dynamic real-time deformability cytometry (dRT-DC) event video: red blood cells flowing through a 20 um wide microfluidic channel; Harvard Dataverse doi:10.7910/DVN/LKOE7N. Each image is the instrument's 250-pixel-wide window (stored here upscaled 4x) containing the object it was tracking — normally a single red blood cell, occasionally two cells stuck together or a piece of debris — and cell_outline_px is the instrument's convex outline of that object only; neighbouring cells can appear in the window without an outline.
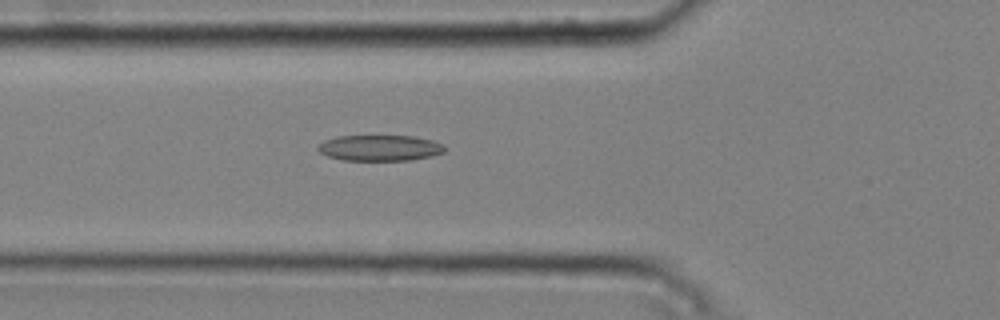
{"species": "common noctule bat (a hibernating species)", "species_latin": "Nyctalus noctula", "temperature_condition": "cold", "stored_images_in_passage": 38, "camera_frame_rate_fps": 3000, "um_per_image_px": 0.085, "animal": {"sex": "male", "body_mass_g": 20.4}, "frame": {"image": 1, "passage_image": 8, "time_ms": 2.333, "image_size_px": [1000, 320], "cell_outline_px": [[444, 152], [432, 156], [412, 160], [344, 160], [328, 156], [320, 152], [316, 148], [324, 140], [336, 136], [412, 136], [432, 140], [444, 144]], "centroid_in_image_um": [32.29, 12.57], "position_along_channel_um": 93.5, "area_um2": 19.07}}
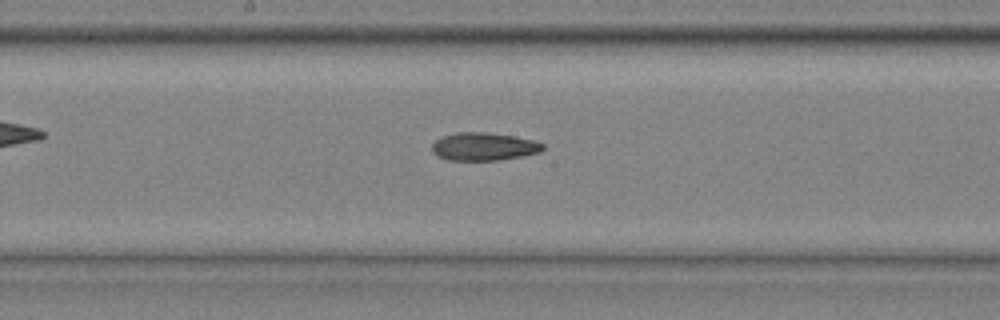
{"frame": {"image": 2, "passage_image": 17, "time_ms": 5.333, "image_size_px": [1000, 320], "cell_outline_px": [[544, 148], [540, 152], [520, 156], [496, 160], [448, 160], [436, 156], [432, 152], [432, 144], [440, 136], [456, 132], [484, 132], [512, 136], [536, 140], [544, 144]], "centroid_in_image_um": [41.08, 12.45], "position_along_channel_um": 207.1, "area_um2": 18.09}}
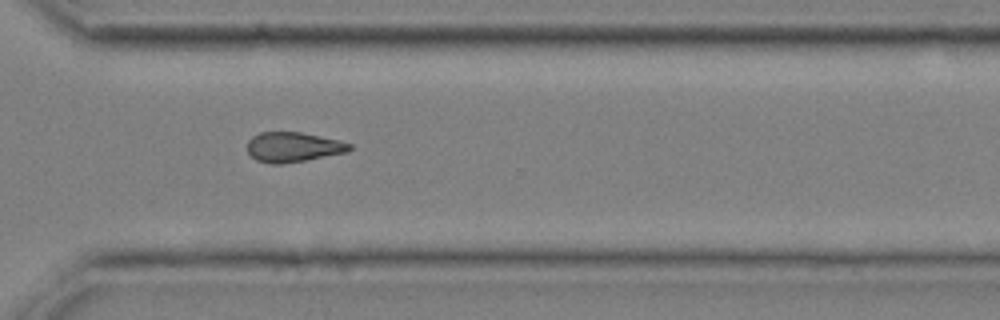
{"frame": {"image": 3, "passage_image": 28, "time_ms": 9.0, "image_size_px": [1000, 320], "cell_outline_px": [[352, 148], [348, 152], [304, 160], [280, 164], [272, 164], [256, 160], [248, 152], [248, 140], [252, 136], [260, 132], [300, 132], [340, 140], [352, 144]], "centroid_in_image_um": [24.93, 12.49], "position_along_channel_um": 345.7, "area_um2": 17.74}, "authors_computed_cell_mechanics": {"area_um2": 18.0914, "velocity_mm_per_s": 3.7767, "shape_relaxation_time_tau1_ms": 4.6081, "shape_relaxation_time_tau2_ms": 8.1689, "deformation_change_tau1": 0.1203, "deformation_change_tau2": 0.2051}}